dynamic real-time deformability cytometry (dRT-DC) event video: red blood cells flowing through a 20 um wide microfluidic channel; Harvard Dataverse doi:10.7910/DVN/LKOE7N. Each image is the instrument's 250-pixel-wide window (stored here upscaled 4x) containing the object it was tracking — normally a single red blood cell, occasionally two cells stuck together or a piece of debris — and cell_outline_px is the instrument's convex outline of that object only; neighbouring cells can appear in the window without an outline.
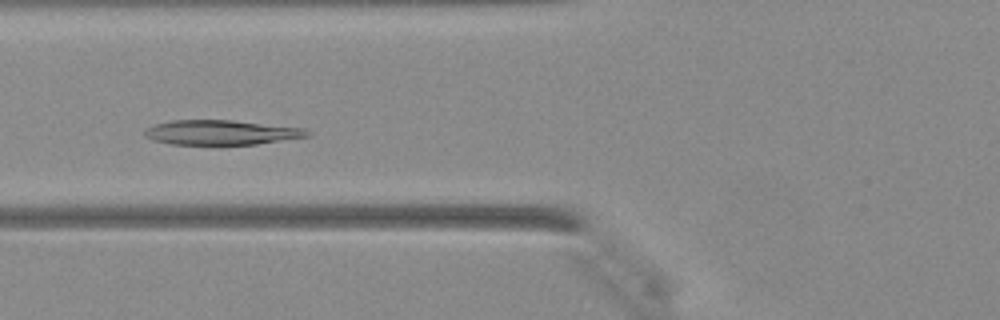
{"species": "Egyptian fruit bat (a non-hibernating species)", "species_latin": "Rousettus aegyptiacus", "temperature_condition": "warm", "stored_images_in_passage": 39, "camera_frame_rate_fps": 3000, "um_per_image_px": 0.085, "animal": {"sex": "female"}, "frame": {"image": 1, "passage_image": 12, "time_ms": 3.667, "image_size_px": [1000, 320], "cell_outline_px": [[312, 132], [308, 136], [256, 144], [172, 144], [152, 140], [144, 136], [144, 132], [148, 128], [156, 124], [172, 120], [232, 120], [304, 128]], "centroid_in_image_um": [18.8, 11.25], "position_along_channel_um": 107.0, "area_um2": 23.18}}
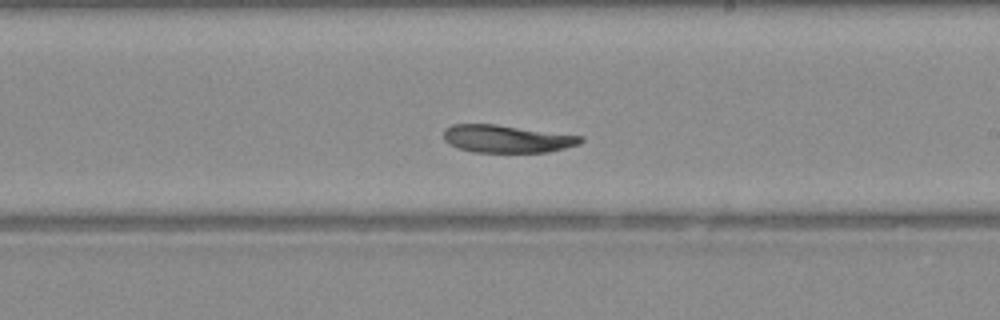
{"frame": {"image": 2, "passage_image": 21, "time_ms": 6.667, "image_size_px": [1000, 320], "cell_outline_px": [[584, 140], [580, 144], [548, 152], [472, 152], [448, 144], [444, 140], [444, 128], [452, 124], [496, 124], [584, 136]], "centroid_in_image_um": [43.08, 11.79], "position_along_channel_um": 245.9, "area_um2": 22.2}}
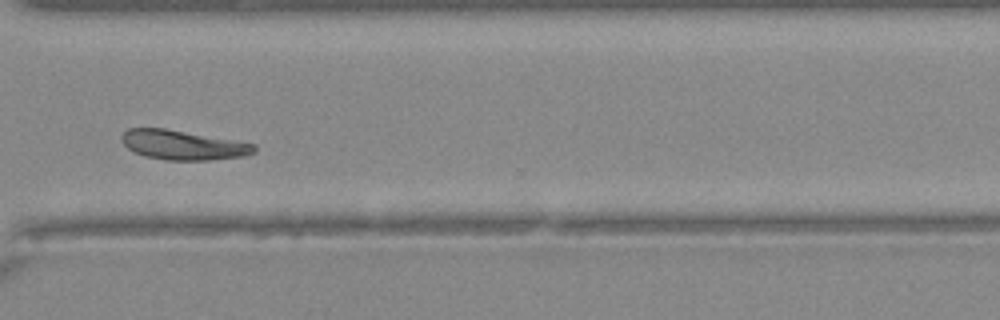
{"frame": {"image": 3, "passage_image": 28, "time_ms": 9.0, "image_size_px": [1000, 320], "cell_outline_px": [[256, 152], [244, 156], [208, 160], [164, 160], [144, 156], [128, 148], [120, 140], [120, 136], [128, 128], [164, 128], [256, 144]], "centroid_in_image_um": [15.53, 12.33], "position_along_channel_um": 355.1, "area_um2": 22.72}}